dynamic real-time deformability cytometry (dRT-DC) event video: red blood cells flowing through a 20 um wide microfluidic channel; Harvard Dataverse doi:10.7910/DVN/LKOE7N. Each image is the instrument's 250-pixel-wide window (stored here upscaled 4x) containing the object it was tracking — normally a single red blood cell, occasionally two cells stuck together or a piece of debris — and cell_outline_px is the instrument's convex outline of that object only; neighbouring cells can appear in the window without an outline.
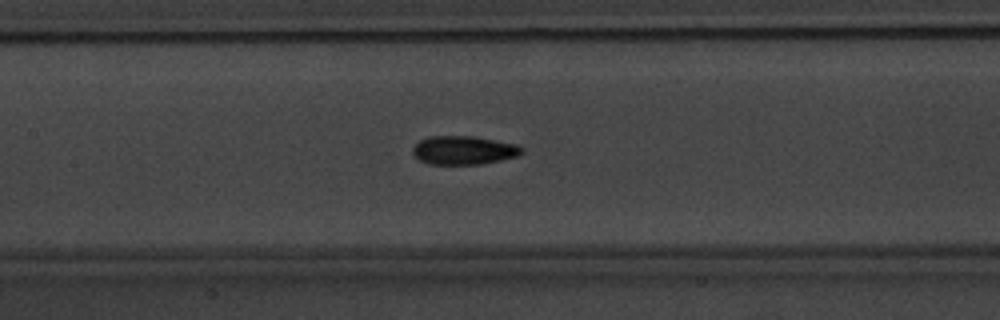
{"species": "common noctule bat (a hibernating species)", "species_latin": "Nyctalus noctula", "temperature_condition": "warm", "stored_images_in_passage": 6, "camera_frame_rate_fps": 3000, "um_per_image_px": 0.085, "animal": {"sex": "male", "body_mass_g": 20.1, "forearm_length_mm": 53.5}, "frame": {"image": 1, "passage_image": 6, "time_ms": 6.667, "image_size_px": [1000, 320], "cell_outline_px": [[524, 152], [520, 156], [480, 164], [428, 164], [420, 160], [412, 152], [412, 148], [420, 140], [428, 136], [472, 136], [516, 144], [524, 148]], "centroid_in_image_um": [39.44, 12.77], "position_along_channel_um": 168.0, "area_um2": 18.21}}